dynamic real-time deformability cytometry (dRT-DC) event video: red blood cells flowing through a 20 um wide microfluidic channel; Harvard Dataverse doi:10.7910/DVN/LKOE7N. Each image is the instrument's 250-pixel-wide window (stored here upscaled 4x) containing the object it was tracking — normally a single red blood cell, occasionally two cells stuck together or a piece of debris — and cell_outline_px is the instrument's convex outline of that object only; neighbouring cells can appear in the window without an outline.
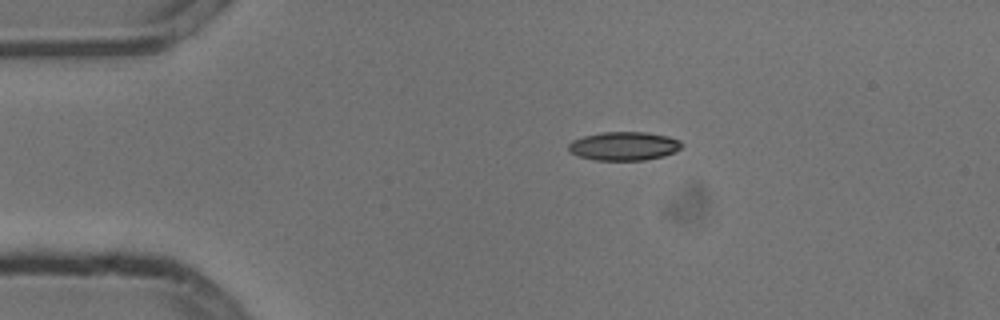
{"species": "common noctule bat (a hibernating species)", "species_latin": "Nyctalus noctula", "temperature_condition": "cold", "stored_images_in_passage": 4, "camera_frame_rate_fps": 3000, "um_per_image_px": 0.085, "animal": {"sex": "male", "body_mass_g": 13.3}, "frame": {"image": 1, "passage_image": 1, "time_ms": 0.0, "image_size_px": [1000, 320], "cell_outline_px": [[684, 144], [676, 152], [664, 156], [644, 160], [596, 160], [580, 156], [568, 152], [568, 144], [572, 140], [584, 136], [604, 132], [644, 132], [668, 136], [680, 140]], "centroid_in_image_um": [53.05, 12.42], "position_along_channel_um": 31.9, "area_um2": 18.96}}
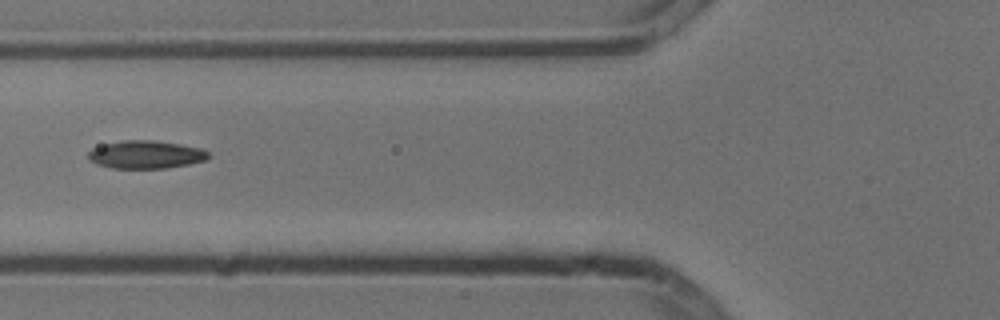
{"frame": {"image": 2, "passage_image": 3, "time_ms": 0.667, "image_size_px": [1000, 320], "cell_outline_px": [[212, 156], [208, 160], [168, 168], [112, 168], [96, 164], [88, 160], [88, 152], [92, 148], [104, 144], [124, 140], [156, 140], [180, 144], [200, 148], [208, 152]], "centroid_in_image_um": [12.4, 13.14], "position_along_channel_um": 113.4, "area_um2": 19.77}}
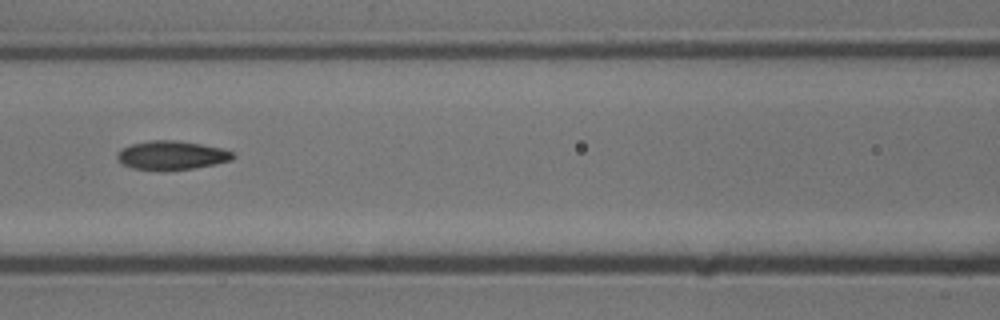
{"frame": {"image": 3, "passage_image": 4, "time_ms": 1.0, "image_size_px": [1000, 320], "cell_outline_px": [[236, 156], [232, 160], [216, 164], [196, 168], [164, 172], [132, 168], [124, 164], [116, 156], [120, 148], [132, 144], [152, 140], [172, 140], [200, 144], [224, 148], [232, 152]], "centroid_in_image_um": [14.61, 13.22], "position_along_channel_um": 152.0, "area_um2": 19.77}}